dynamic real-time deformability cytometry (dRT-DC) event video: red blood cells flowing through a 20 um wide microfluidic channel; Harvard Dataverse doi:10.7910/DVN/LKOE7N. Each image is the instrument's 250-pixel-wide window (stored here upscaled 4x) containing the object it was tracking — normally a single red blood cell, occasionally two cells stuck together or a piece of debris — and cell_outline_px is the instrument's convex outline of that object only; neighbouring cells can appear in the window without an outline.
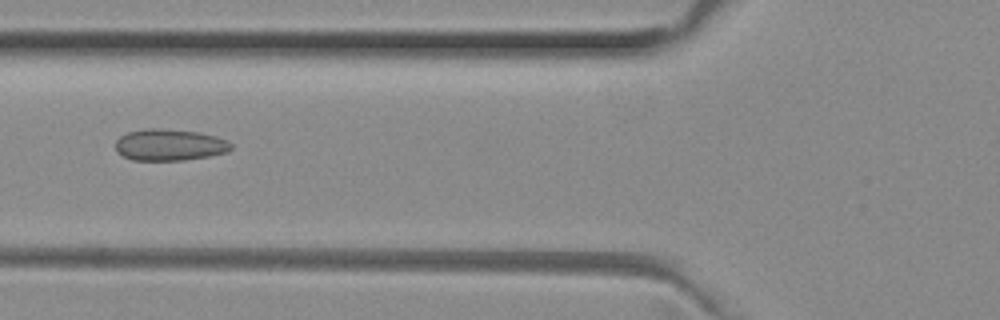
{"species": "common noctule bat (a hibernating species)", "species_latin": "Nyctalus noctula", "temperature_condition": "room temperature", "stored_images_in_passage": 50, "camera_frame_rate_fps": 3000, "um_per_image_px": 0.085, "animal": {"sex": "female", "body_mass_g": 29.2, "forearm_length_mm": 56.3}, "frame": {"image": 1, "passage_image": 19, "time_ms": 6.0, "image_size_px": [1000, 320], "cell_outline_px": [[232, 148], [228, 152], [208, 156], [184, 160], [132, 160], [116, 152], [116, 140], [120, 136], [128, 132], [148, 128], [160, 128], [196, 132], [216, 136], [232, 144]], "centroid_in_image_um": [14.39, 12.31], "position_along_channel_um": 111.4, "area_um2": 21.15}}
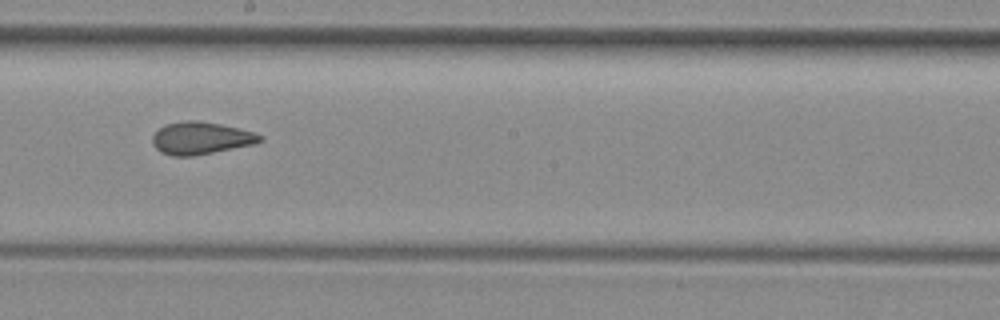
{"frame": {"image": 2, "passage_image": 28, "time_ms": 9.0, "image_size_px": [1000, 320], "cell_outline_px": [[264, 140], [252, 144], [192, 156], [172, 156], [160, 152], [152, 144], [152, 136], [164, 124], [188, 120], [196, 120], [220, 124], [252, 132], [264, 136]], "centroid_in_image_um": [17.03, 11.74], "position_along_channel_um": 231.2, "area_um2": 20.06}}
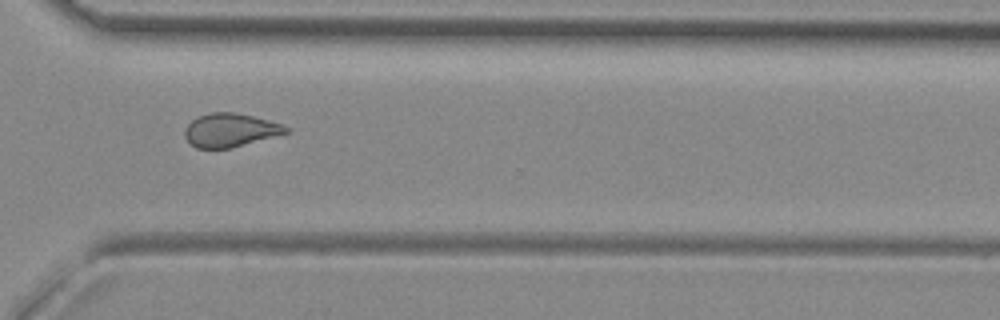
{"frame": {"image": 3, "passage_image": 37, "time_ms": 12.0, "image_size_px": [1000, 320], "cell_outline_px": [[288, 132], [232, 148], [196, 148], [184, 136], [184, 128], [192, 120], [208, 112], [236, 112], [268, 120], [280, 124], [288, 128]], "centroid_in_image_um": [19.52, 11.06], "position_along_channel_um": 351.1, "area_um2": 19.54}}